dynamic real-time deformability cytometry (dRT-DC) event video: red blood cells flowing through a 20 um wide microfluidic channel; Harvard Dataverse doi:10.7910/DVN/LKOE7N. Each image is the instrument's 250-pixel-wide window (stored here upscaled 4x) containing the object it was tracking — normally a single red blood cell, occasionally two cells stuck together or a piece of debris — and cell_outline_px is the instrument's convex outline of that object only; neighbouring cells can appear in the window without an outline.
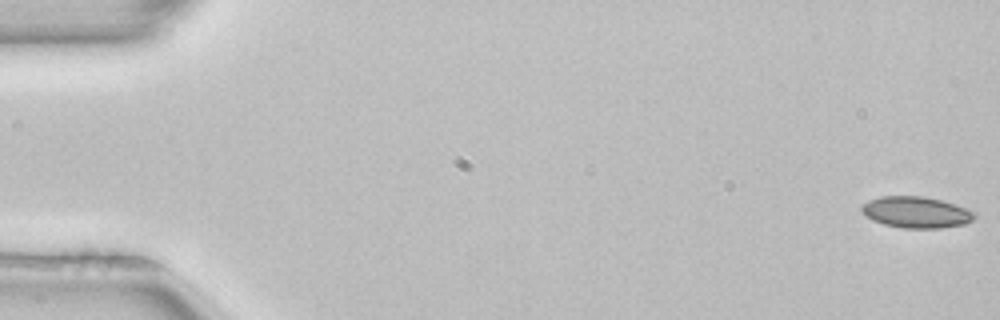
{"species": "common noctule bat (a hibernating species)", "species_latin": "Nyctalus noctula", "temperature_condition": "room temperature", "stored_images_in_passage": 53, "camera_frame_rate_fps": 3000, "um_per_image_px": 0.085, "animal": {"sex": "female", "body_mass_g": 22.7, "forearm_length_mm": 54.2}, "frame": {"image": 1, "passage_image": 1, "time_ms": 0.0, "image_size_px": [1000, 320], "cell_outline_px": [[976, 216], [972, 220], [964, 224], [940, 228], [900, 228], [884, 224], [872, 220], [864, 216], [860, 208], [868, 200], [880, 196], [924, 196], [940, 200], [976, 212]], "centroid_in_image_um": [77.83, 18.04], "position_along_channel_um": 7.2, "area_um2": 20.58}}
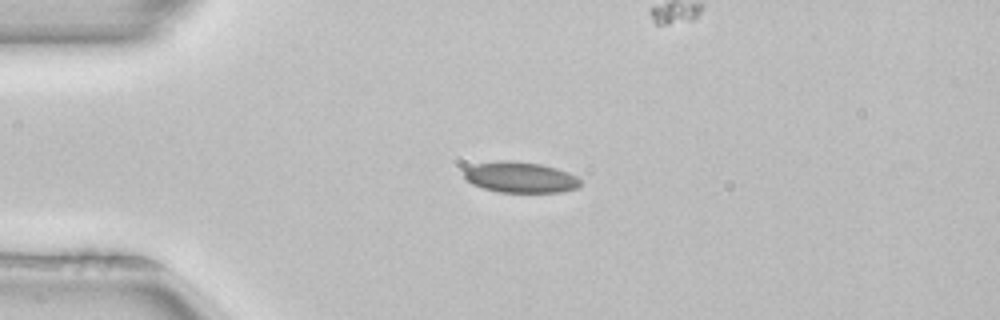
{"frame": {"image": 2, "passage_image": 13, "time_ms": 4.0, "image_size_px": [1000, 320], "cell_outline_px": [[580, 184], [576, 188], [560, 192], [496, 192], [472, 184], [464, 176], [464, 168], [476, 164], [500, 160], [512, 160], [540, 164], [556, 168], [568, 172], [576, 176], [580, 180]], "centroid_in_image_um": [44.21, 15.06], "position_along_channel_um": 40.8, "area_um2": 20.87}}
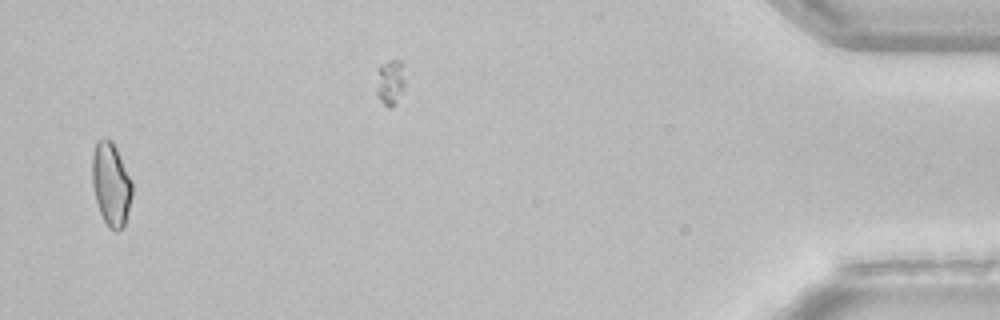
{"frame": {"image": 3, "passage_image": 51, "time_ms": 16.667, "image_size_px": [1000, 320], "cell_outline_px": [[132, 196], [124, 228], [116, 232], [108, 228], [100, 212], [96, 200], [92, 184], [92, 156], [96, 144], [100, 140], [112, 140], [116, 148], [132, 184]], "centroid_in_image_um": [9.44, 15.73], "position_along_channel_um": 425.8, "area_um2": 19.13}, "authors_computed_cell_mechanics": {"area_um2": 20.0566, "velocity_mm_per_s": 3.9717, "shape_relaxation_time_tau1_ms": null, "shape_relaxation_time_tau2_ms": 4.1339, "deformation_change_tau1": null, "deformation_change_tau2": 0.0834}}